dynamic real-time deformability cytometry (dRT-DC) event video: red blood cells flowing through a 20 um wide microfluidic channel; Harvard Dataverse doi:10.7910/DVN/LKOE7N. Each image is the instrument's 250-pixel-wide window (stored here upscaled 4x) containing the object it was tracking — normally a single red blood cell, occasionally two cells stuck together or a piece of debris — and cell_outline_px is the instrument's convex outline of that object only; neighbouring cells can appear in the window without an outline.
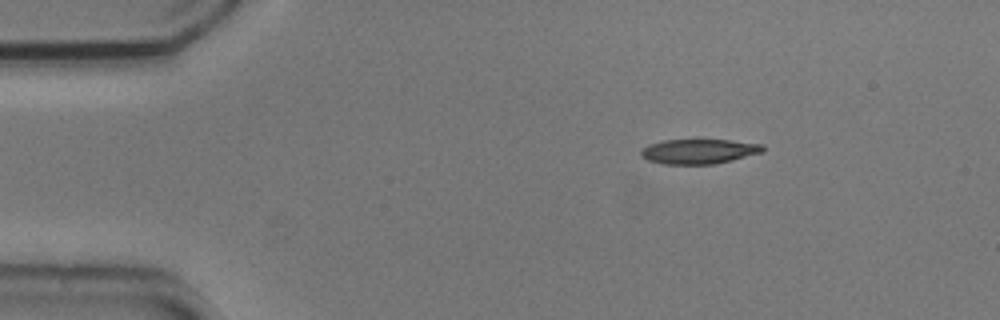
{"species": "common noctule bat (a hibernating species)", "species_latin": "Nyctalus noctula", "temperature_condition": "cold", "stored_images_in_passage": 47, "camera_frame_rate_fps": 3000, "um_per_image_px": 0.085, "animal": {"sex": "male", "body_mass_g": 20.5, "forearm_length_mm": 52.5}, "frame": {"image": 1, "passage_image": 1, "time_ms": 0.0, "image_size_px": [1000, 320], "cell_outline_px": [[764, 152], [732, 160], [712, 164], [664, 164], [648, 160], [640, 156], [640, 152], [648, 144], [664, 140], [728, 140], [764, 144]], "centroid_in_image_um": [59.41, 12.87], "position_along_channel_um": 25.6, "area_um2": 17.57}}
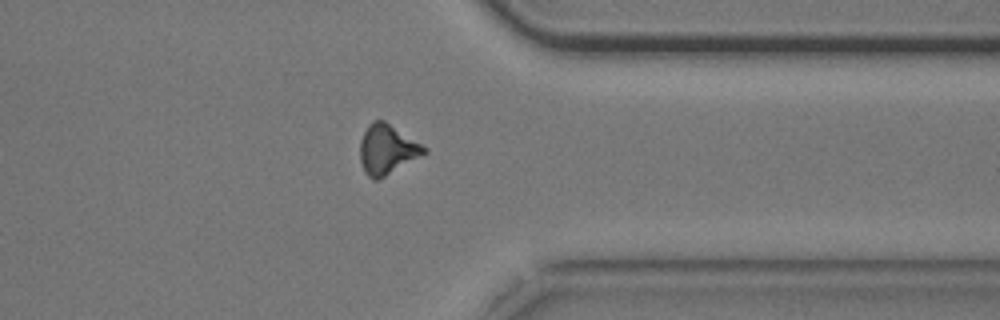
{"frame": {"image": 2, "passage_image": 35, "time_ms": 11.333, "image_size_px": [1000, 320], "cell_outline_px": [[428, 152], [384, 176], [376, 180], [372, 180], [364, 172], [360, 160], [360, 140], [368, 124], [372, 120], [384, 120], [428, 148]], "centroid_in_image_um": [32.88, 12.69], "position_along_channel_um": 378.5, "area_um2": 18.44}}
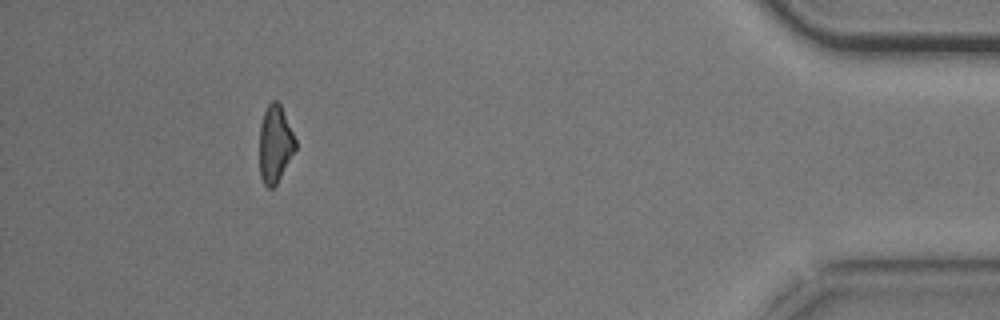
{"frame": {"image": 3, "passage_image": 42, "time_ms": 13.667, "image_size_px": [1000, 320], "cell_outline_px": [[296, 148], [276, 184], [272, 188], [268, 188], [264, 184], [260, 176], [260, 124], [264, 112], [268, 104], [272, 100], [276, 100], [280, 104], [296, 140]], "centroid_in_image_um": [23.37, 12.23], "position_along_channel_um": 411.8, "area_um2": 15.95}}